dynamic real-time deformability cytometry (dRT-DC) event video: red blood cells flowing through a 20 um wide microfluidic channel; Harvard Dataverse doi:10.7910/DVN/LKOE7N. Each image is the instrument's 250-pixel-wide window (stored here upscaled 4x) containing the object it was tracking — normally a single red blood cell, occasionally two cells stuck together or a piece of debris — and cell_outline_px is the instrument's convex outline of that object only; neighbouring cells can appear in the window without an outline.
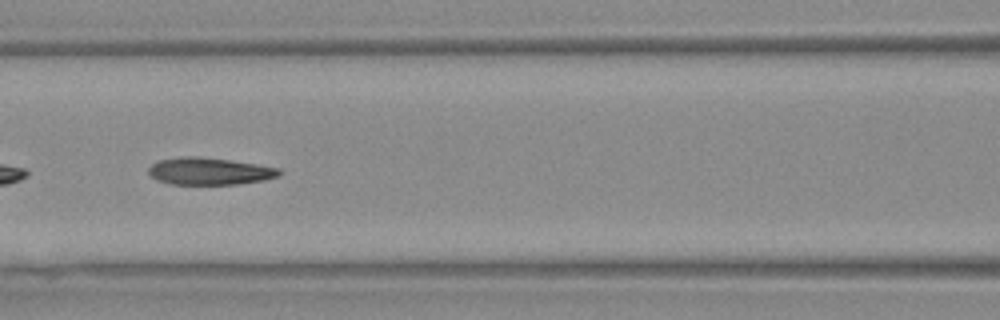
{"species": "Egyptian fruit bat (a non-hibernating species)", "species_latin": "Rousettus aegyptiacus", "temperature_condition": "warm", "stored_images_in_passage": 41, "camera_frame_rate_fps": 3000, "um_per_image_px": 0.085, "animal": {"sex": "female"}, "frame": {"image": 1, "passage_image": 12, "time_ms": 3.667, "image_size_px": [1000, 320], "cell_outline_px": [[284, 172], [280, 176], [264, 180], [236, 184], [172, 184], [156, 180], [148, 172], [148, 168], [152, 164], [160, 160], [184, 156], [196, 156], [228, 160], [256, 164], [280, 168]], "centroid_in_image_um": [17.84, 14.55], "position_along_channel_um": 148.8, "area_um2": 20.63}}
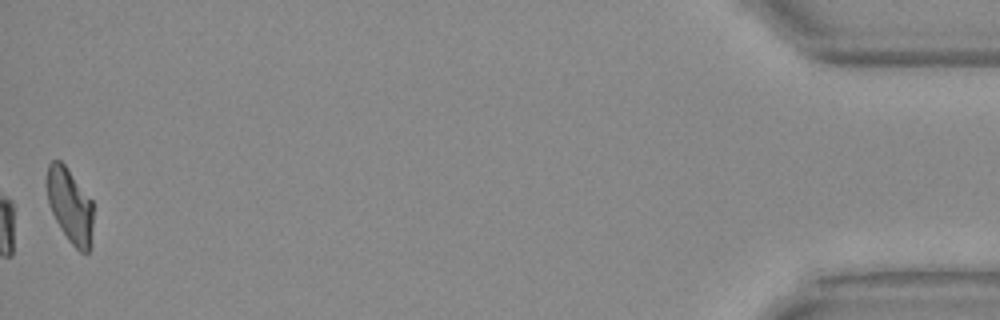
{"frame": {"image": 2, "passage_image": 41, "time_ms": 13.333, "image_size_px": [1000, 320], "cell_outline_px": [[92, 224], [88, 252], [80, 252], [68, 240], [60, 228], [48, 204], [48, 164], [52, 160], [60, 160], [64, 164], [92, 200]], "centroid_in_image_um": [5.94, 17.47], "position_along_channel_um": 429.3, "area_um2": 19.59}, "authors_computed_cell_mechanics": {"area_um2": 21.097, "velocity_mm_per_s": 3.8384, "shape_relaxation_time_tau1_ms": null, "shape_relaxation_time_tau2_ms": 2.5633, "deformation_change_tau1": null, "deformation_change_tau2": 0.1009}}